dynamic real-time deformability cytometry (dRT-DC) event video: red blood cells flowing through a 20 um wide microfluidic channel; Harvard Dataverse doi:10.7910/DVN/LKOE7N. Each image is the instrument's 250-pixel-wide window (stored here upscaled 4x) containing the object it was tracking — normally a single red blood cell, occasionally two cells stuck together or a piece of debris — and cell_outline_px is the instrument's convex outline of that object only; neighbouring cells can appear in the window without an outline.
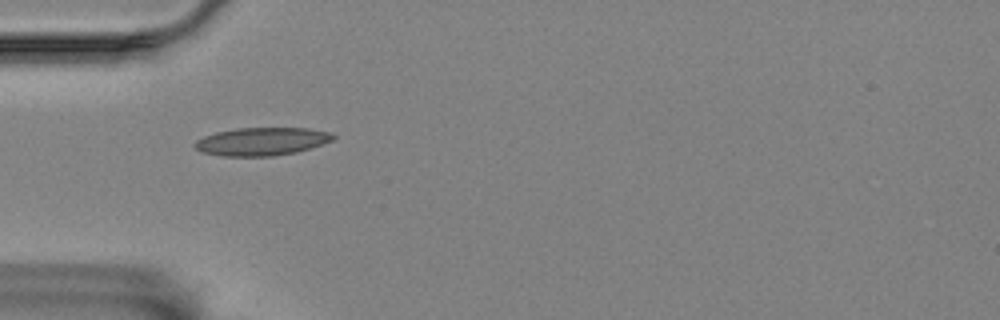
{"species": "Egyptian fruit bat (a non-hibernating species)", "species_latin": "Rousettus aegyptiacus", "temperature_condition": "room temperature", "stored_images_in_passage": 42, "camera_frame_rate_fps": 3000, "um_per_image_px": 0.085, "animal": {"sex": "female"}, "frame": {"image": 1, "passage_image": 1, "time_ms": 0.0, "image_size_px": [1000, 320], "cell_outline_px": [[336, 136], [332, 140], [296, 152], [272, 156], [220, 156], [200, 152], [192, 144], [196, 140], [204, 136], [216, 132], [236, 128], [308, 128], [332, 132]], "centroid_in_image_um": [22.2, 12.02], "position_along_channel_um": 62.8, "area_um2": 22.6}}
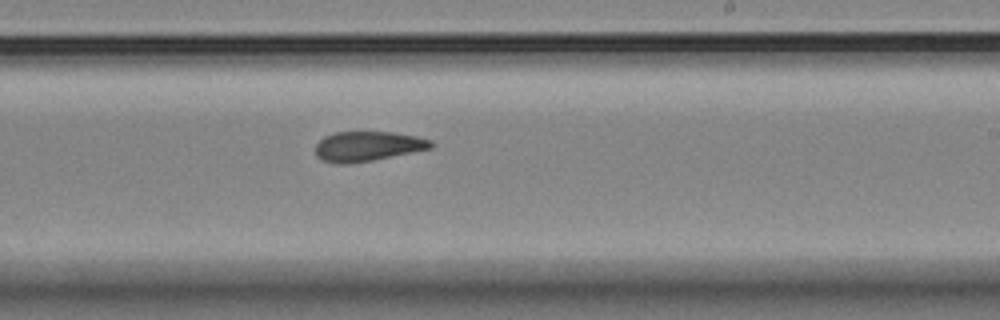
{"frame": {"image": 2, "passage_image": 18, "time_ms": 5.667, "image_size_px": [1000, 320], "cell_outline_px": [[432, 148], [372, 160], [348, 164], [336, 164], [320, 160], [316, 156], [316, 144], [324, 136], [336, 132], [392, 132], [416, 136], [432, 140]], "centroid_in_image_um": [31.21, 12.44], "position_along_channel_um": 257.8, "area_um2": 20.06}}
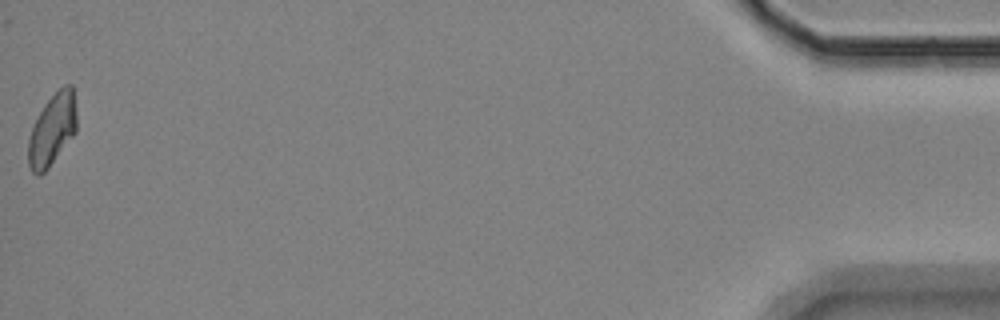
{"frame": {"image": 3, "passage_image": 41, "time_ms": 13.333, "image_size_px": [1000, 320], "cell_outline_px": [[76, 132], [48, 168], [40, 176], [36, 176], [32, 172], [28, 164], [28, 140], [32, 128], [44, 104], [64, 84], [72, 84], [76, 112]], "centroid_in_image_um": [4.44, 11.04], "position_along_channel_um": 430.8, "area_um2": 20.06}}